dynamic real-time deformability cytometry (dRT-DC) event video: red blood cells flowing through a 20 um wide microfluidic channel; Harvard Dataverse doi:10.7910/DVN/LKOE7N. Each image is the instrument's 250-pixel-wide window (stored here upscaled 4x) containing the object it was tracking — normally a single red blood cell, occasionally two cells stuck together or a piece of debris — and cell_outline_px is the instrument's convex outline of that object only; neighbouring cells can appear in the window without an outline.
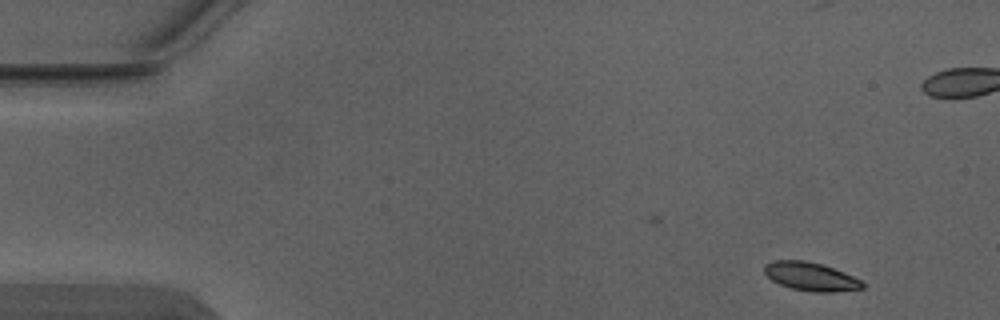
{"species": "Egyptian fruit bat (a non-hibernating species)", "species_latin": "Rousettus aegyptiacus", "temperature_condition": "warm", "stored_images_in_passage": 5, "camera_frame_rate_fps": 3000, "um_per_image_px": 0.085, "animal": {"sex": "male"}, "frame": {"image": 1, "passage_image": 1, "time_ms": 0.0, "image_size_px": [1000, 320], "cell_outline_px": [[864, 288], [836, 292], [812, 292], [792, 288], [780, 284], [772, 280], [764, 272], [764, 264], [772, 260], [804, 260], [824, 264], [844, 272], [860, 280], [864, 284]], "centroid_in_image_um": [68.91, 23.49], "position_along_channel_um": 16.1, "area_um2": 16.36}}